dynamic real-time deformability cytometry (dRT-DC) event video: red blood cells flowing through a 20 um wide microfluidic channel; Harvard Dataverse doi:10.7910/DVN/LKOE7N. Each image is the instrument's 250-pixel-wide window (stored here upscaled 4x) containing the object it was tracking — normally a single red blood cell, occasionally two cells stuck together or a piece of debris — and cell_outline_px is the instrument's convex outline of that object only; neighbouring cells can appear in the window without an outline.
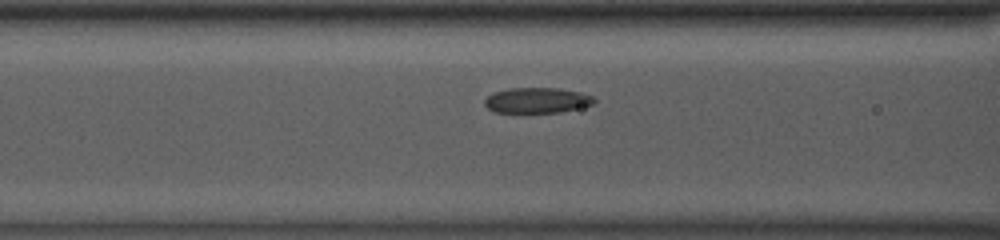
{"species": "common noctule bat (a hibernating species)", "species_latin": "Nyctalus noctula", "temperature_condition": "room temperature", "stored_images_in_passage": 28, "camera_frame_rate_fps": 3000, "um_per_image_px": 0.085, "animal": {"sex": "male", "body_mass_g": 13.0, "forearm_length_mm": 53.1}, "frame": {"image": 1, "passage_image": 13, "time_ms": 4.0, "image_size_px": [1000, 240], "cell_outline_px": [[596, 104], [560, 112], [492, 112], [484, 104], [484, 100], [488, 96], [496, 92], [508, 88], [560, 88], [580, 92], [592, 96], [596, 100]], "centroid_in_image_um": [45.67, 8.53], "position_along_channel_um": 120.9, "area_um2": 16.24}}
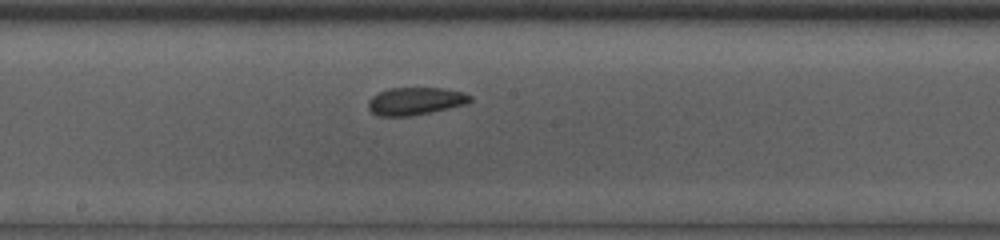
{"frame": {"image": 2, "passage_image": 20, "time_ms": 6.333, "image_size_px": [1000, 240], "cell_outline_px": [[472, 100], [468, 104], [412, 116], [380, 116], [372, 112], [368, 108], [368, 100], [372, 96], [388, 88], [440, 88], [464, 92], [472, 96]], "centroid_in_image_um": [35.33, 8.6], "position_along_channel_um": 212.9, "area_um2": 16.47}}
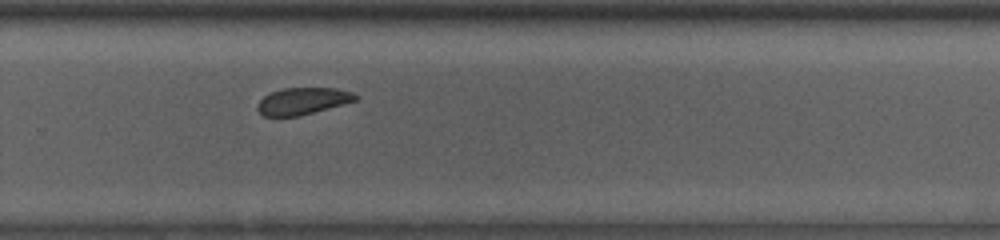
{"frame": {"image": 3, "passage_image": 27, "time_ms": 8.667, "image_size_px": [1000, 240], "cell_outline_px": [[360, 96], [356, 100], [300, 116], [264, 116], [256, 108], [260, 100], [264, 96], [272, 92], [284, 88], [336, 88], [352, 92]], "centroid_in_image_um": [25.74, 8.58], "position_along_channel_um": 304.1, "area_um2": 15.2}}